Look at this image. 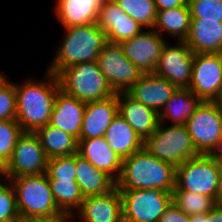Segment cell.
I'll use <instances>...</instances> for the list:
<instances>
[{
    "label": "cell",
    "instance_id": "6da1fadb",
    "mask_svg": "<svg viewBox=\"0 0 222 222\" xmlns=\"http://www.w3.org/2000/svg\"><path fill=\"white\" fill-rule=\"evenodd\" d=\"M16 121L23 132L34 133L50 121L57 92L61 89L58 76L48 71L42 80H25L15 84Z\"/></svg>",
    "mask_w": 222,
    "mask_h": 222
},
{
    "label": "cell",
    "instance_id": "7a4b0ae2",
    "mask_svg": "<svg viewBox=\"0 0 222 222\" xmlns=\"http://www.w3.org/2000/svg\"><path fill=\"white\" fill-rule=\"evenodd\" d=\"M175 179L176 167L173 164L159 160L143 148L123 159L116 187L119 191L160 189L172 192Z\"/></svg>",
    "mask_w": 222,
    "mask_h": 222
},
{
    "label": "cell",
    "instance_id": "3957f363",
    "mask_svg": "<svg viewBox=\"0 0 222 222\" xmlns=\"http://www.w3.org/2000/svg\"><path fill=\"white\" fill-rule=\"evenodd\" d=\"M14 187L22 222H58L67 216L57 207L47 175H24L9 179Z\"/></svg>",
    "mask_w": 222,
    "mask_h": 222
},
{
    "label": "cell",
    "instance_id": "277c9868",
    "mask_svg": "<svg viewBox=\"0 0 222 222\" xmlns=\"http://www.w3.org/2000/svg\"><path fill=\"white\" fill-rule=\"evenodd\" d=\"M65 38L56 51L48 71L58 76L64 69L79 63L97 61L107 42L103 30L95 23L64 28Z\"/></svg>",
    "mask_w": 222,
    "mask_h": 222
},
{
    "label": "cell",
    "instance_id": "5b68a950",
    "mask_svg": "<svg viewBox=\"0 0 222 222\" xmlns=\"http://www.w3.org/2000/svg\"><path fill=\"white\" fill-rule=\"evenodd\" d=\"M58 79L61 90L85 103L116 94L100 71L97 61L70 66L58 75Z\"/></svg>",
    "mask_w": 222,
    "mask_h": 222
},
{
    "label": "cell",
    "instance_id": "8992f818",
    "mask_svg": "<svg viewBox=\"0 0 222 222\" xmlns=\"http://www.w3.org/2000/svg\"><path fill=\"white\" fill-rule=\"evenodd\" d=\"M164 126L165 124L160 122L156 131L145 140L144 148L148 152L175 167L200 155L185 125Z\"/></svg>",
    "mask_w": 222,
    "mask_h": 222
},
{
    "label": "cell",
    "instance_id": "52a82bcc",
    "mask_svg": "<svg viewBox=\"0 0 222 222\" xmlns=\"http://www.w3.org/2000/svg\"><path fill=\"white\" fill-rule=\"evenodd\" d=\"M218 180L217 160L210 155L200 154L176 167L173 191L199 193L217 201Z\"/></svg>",
    "mask_w": 222,
    "mask_h": 222
},
{
    "label": "cell",
    "instance_id": "ba28073f",
    "mask_svg": "<svg viewBox=\"0 0 222 222\" xmlns=\"http://www.w3.org/2000/svg\"><path fill=\"white\" fill-rule=\"evenodd\" d=\"M123 222H159L172 202V192L160 189L120 191Z\"/></svg>",
    "mask_w": 222,
    "mask_h": 222
},
{
    "label": "cell",
    "instance_id": "9c48e42d",
    "mask_svg": "<svg viewBox=\"0 0 222 222\" xmlns=\"http://www.w3.org/2000/svg\"><path fill=\"white\" fill-rule=\"evenodd\" d=\"M48 159L35 133L23 132L17 139L10 160L2 168L1 177L9 180L24 175L43 174Z\"/></svg>",
    "mask_w": 222,
    "mask_h": 222
},
{
    "label": "cell",
    "instance_id": "30bf717a",
    "mask_svg": "<svg viewBox=\"0 0 222 222\" xmlns=\"http://www.w3.org/2000/svg\"><path fill=\"white\" fill-rule=\"evenodd\" d=\"M199 154L209 155L222 134V114L215 101H201L185 124Z\"/></svg>",
    "mask_w": 222,
    "mask_h": 222
},
{
    "label": "cell",
    "instance_id": "8fae6325",
    "mask_svg": "<svg viewBox=\"0 0 222 222\" xmlns=\"http://www.w3.org/2000/svg\"><path fill=\"white\" fill-rule=\"evenodd\" d=\"M97 63L115 93L126 92L143 74L126 58L119 43L107 41L99 52Z\"/></svg>",
    "mask_w": 222,
    "mask_h": 222
},
{
    "label": "cell",
    "instance_id": "7c38bea8",
    "mask_svg": "<svg viewBox=\"0 0 222 222\" xmlns=\"http://www.w3.org/2000/svg\"><path fill=\"white\" fill-rule=\"evenodd\" d=\"M190 91L201 101H215L222 91V53H194Z\"/></svg>",
    "mask_w": 222,
    "mask_h": 222
},
{
    "label": "cell",
    "instance_id": "4fadbf2b",
    "mask_svg": "<svg viewBox=\"0 0 222 222\" xmlns=\"http://www.w3.org/2000/svg\"><path fill=\"white\" fill-rule=\"evenodd\" d=\"M169 46L166 42L162 48L155 74L165 78L177 88H189L194 52L185 41Z\"/></svg>",
    "mask_w": 222,
    "mask_h": 222
},
{
    "label": "cell",
    "instance_id": "5bb4252c",
    "mask_svg": "<svg viewBox=\"0 0 222 222\" xmlns=\"http://www.w3.org/2000/svg\"><path fill=\"white\" fill-rule=\"evenodd\" d=\"M153 28L120 43L124 55L143 73H154L166 41Z\"/></svg>",
    "mask_w": 222,
    "mask_h": 222
},
{
    "label": "cell",
    "instance_id": "9a60e30c",
    "mask_svg": "<svg viewBox=\"0 0 222 222\" xmlns=\"http://www.w3.org/2000/svg\"><path fill=\"white\" fill-rule=\"evenodd\" d=\"M96 24L105 32L106 40L121 43L140 34L144 27L126 14L114 0H105L101 6Z\"/></svg>",
    "mask_w": 222,
    "mask_h": 222
},
{
    "label": "cell",
    "instance_id": "2e32d148",
    "mask_svg": "<svg viewBox=\"0 0 222 222\" xmlns=\"http://www.w3.org/2000/svg\"><path fill=\"white\" fill-rule=\"evenodd\" d=\"M77 216L82 222H123L122 199L117 187L83 199Z\"/></svg>",
    "mask_w": 222,
    "mask_h": 222
},
{
    "label": "cell",
    "instance_id": "e0dca14e",
    "mask_svg": "<svg viewBox=\"0 0 222 222\" xmlns=\"http://www.w3.org/2000/svg\"><path fill=\"white\" fill-rule=\"evenodd\" d=\"M176 89L177 87L165 78L155 73H146L142 74L126 93L159 113Z\"/></svg>",
    "mask_w": 222,
    "mask_h": 222
},
{
    "label": "cell",
    "instance_id": "ac0fdd59",
    "mask_svg": "<svg viewBox=\"0 0 222 222\" xmlns=\"http://www.w3.org/2000/svg\"><path fill=\"white\" fill-rule=\"evenodd\" d=\"M117 114V93L102 100L86 103L79 140L104 137Z\"/></svg>",
    "mask_w": 222,
    "mask_h": 222
},
{
    "label": "cell",
    "instance_id": "d6986e66",
    "mask_svg": "<svg viewBox=\"0 0 222 222\" xmlns=\"http://www.w3.org/2000/svg\"><path fill=\"white\" fill-rule=\"evenodd\" d=\"M118 113L145 141L157 129L159 113L136 101L126 92L117 93Z\"/></svg>",
    "mask_w": 222,
    "mask_h": 222
},
{
    "label": "cell",
    "instance_id": "ffe728a7",
    "mask_svg": "<svg viewBox=\"0 0 222 222\" xmlns=\"http://www.w3.org/2000/svg\"><path fill=\"white\" fill-rule=\"evenodd\" d=\"M86 103L59 90L55 97L49 124L80 139Z\"/></svg>",
    "mask_w": 222,
    "mask_h": 222
},
{
    "label": "cell",
    "instance_id": "44dd1931",
    "mask_svg": "<svg viewBox=\"0 0 222 222\" xmlns=\"http://www.w3.org/2000/svg\"><path fill=\"white\" fill-rule=\"evenodd\" d=\"M78 154L96 168L106 172L115 181L119 179L123 159L108 146L104 137L78 140Z\"/></svg>",
    "mask_w": 222,
    "mask_h": 222
},
{
    "label": "cell",
    "instance_id": "7402d4cb",
    "mask_svg": "<svg viewBox=\"0 0 222 222\" xmlns=\"http://www.w3.org/2000/svg\"><path fill=\"white\" fill-rule=\"evenodd\" d=\"M185 42L194 53H222V21L191 20Z\"/></svg>",
    "mask_w": 222,
    "mask_h": 222
},
{
    "label": "cell",
    "instance_id": "603a6c76",
    "mask_svg": "<svg viewBox=\"0 0 222 222\" xmlns=\"http://www.w3.org/2000/svg\"><path fill=\"white\" fill-rule=\"evenodd\" d=\"M105 0H56L55 15L63 28L95 23Z\"/></svg>",
    "mask_w": 222,
    "mask_h": 222
},
{
    "label": "cell",
    "instance_id": "cb8c5ba5",
    "mask_svg": "<svg viewBox=\"0 0 222 222\" xmlns=\"http://www.w3.org/2000/svg\"><path fill=\"white\" fill-rule=\"evenodd\" d=\"M104 139L122 159L142 150L145 142L119 113L107 128Z\"/></svg>",
    "mask_w": 222,
    "mask_h": 222
},
{
    "label": "cell",
    "instance_id": "d4e9b609",
    "mask_svg": "<svg viewBox=\"0 0 222 222\" xmlns=\"http://www.w3.org/2000/svg\"><path fill=\"white\" fill-rule=\"evenodd\" d=\"M76 182L83 197L102 195L116 187V181L76 153Z\"/></svg>",
    "mask_w": 222,
    "mask_h": 222
},
{
    "label": "cell",
    "instance_id": "484cf974",
    "mask_svg": "<svg viewBox=\"0 0 222 222\" xmlns=\"http://www.w3.org/2000/svg\"><path fill=\"white\" fill-rule=\"evenodd\" d=\"M200 103L201 100L189 88H177L159 112V121L165 124L169 119L172 125H185Z\"/></svg>",
    "mask_w": 222,
    "mask_h": 222
},
{
    "label": "cell",
    "instance_id": "4316f807",
    "mask_svg": "<svg viewBox=\"0 0 222 222\" xmlns=\"http://www.w3.org/2000/svg\"><path fill=\"white\" fill-rule=\"evenodd\" d=\"M48 158L78 153V140L49 123L35 132Z\"/></svg>",
    "mask_w": 222,
    "mask_h": 222
},
{
    "label": "cell",
    "instance_id": "83f0119b",
    "mask_svg": "<svg viewBox=\"0 0 222 222\" xmlns=\"http://www.w3.org/2000/svg\"><path fill=\"white\" fill-rule=\"evenodd\" d=\"M191 14L188 3L185 6L157 11L153 29L168 33L178 41H185L191 25Z\"/></svg>",
    "mask_w": 222,
    "mask_h": 222
},
{
    "label": "cell",
    "instance_id": "f1b7e54d",
    "mask_svg": "<svg viewBox=\"0 0 222 222\" xmlns=\"http://www.w3.org/2000/svg\"><path fill=\"white\" fill-rule=\"evenodd\" d=\"M48 181L57 207L67 217L75 219L74 211L80 208L84 199L76 179H48Z\"/></svg>",
    "mask_w": 222,
    "mask_h": 222
},
{
    "label": "cell",
    "instance_id": "f546056e",
    "mask_svg": "<svg viewBox=\"0 0 222 222\" xmlns=\"http://www.w3.org/2000/svg\"><path fill=\"white\" fill-rule=\"evenodd\" d=\"M172 203L189 216L208 213L217 205L212 197L188 191H172Z\"/></svg>",
    "mask_w": 222,
    "mask_h": 222
},
{
    "label": "cell",
    "instance_id": "4dcf8cb0",
    "mask_svg": "<svg viewBox=\"0 0 222 222\" xmlns=\"http://www.w3.org/2000/svg\"><path fill=\"white\" fill-rule=\"evenodd\" d=\"M117 5L146 29L156 22L157 9L154 0H114Z\"/></svg>",
    "mask_w": 222,
    "mask_h": 222
},
{
    "label": "cell",
    "instance_id": "1f68e13d",
    "mask_svg": "<svg viewBox=\"0 0 222 222\" xmlns=\"http://www.w3.org/2000/svg\"><path fill=\"white\" fill-rule=\"evenodd\" d=\"M23 134L16 119L0 121V166L10 160L17 139Z\"/></svg>",
    "mask_w": 222,
    "mask_h": 222
},
{
    "label": "cell",
    "instance_id": "d6a6232c",
    "mask_svg": "<svg viewBox=\"0 0 222 222\" xmlns=\"http://www.w3.org/2000/svg\"><path fill=\"white\" fill-rule=\"evenodd\" d=\"M47 179H76V154L48 159Z\"/></svg>",
    "mask_w": 222,
    "mask_h": 222
},
{
    "label": "cell",
    "instance_id": "836d02e7",
    "mask_svg": "<svg viewBox=\"0 0 222 222\" xmlns=\"http://www.w3.org/2000/svg\"><path fill=\"white\" fill-rule=\"evenodd\" d=\"M191 20L222 21V0H188Z\"/></svg>",
    "mask_w": 222,
    "mask_h": 222
},
{
    "label": "cell",
    "instance_id": "e575fe53",
    "mask_svg": "<svg viewBox=\"0 0 222 222\" xmlns=\"http://www.w3.org/2000/svg\"><path fill=\"white\" fill-rule=\"evenodd\" d=\"M0 178V221L21 220L17 208L16 193L9 180Z\"/></svg>",
    "mask_w": 222,
    "mask_h": 222
},
{
    "label": "cell",
    "instance_id": "d590c367",
    "mask_svg": "<svg viewBox=\"0 0 222 222\" xmlns=\"http://www.w3.org/2000/svg\"><path fill=\"white\" fill-rule=\"evenodd\" d=\"M8 80L0 85V121L16 119L15 82Z\"/></svg>",
    "mask_w": 222,
    "mask_h": 222
},
{
    "label": "cell",
    "instance_id": "8d00e7d4",
    "mask_svg": "<svg viewBox=\"0 0 222 222\" xmlns=\"http://www.w3.org/2000/svg\"><path fill=\"white\" fill-rule=\"evenodd\" d=\"M159 222H190V216L171 202L161 215Z\"/></svg>",
    "mask_w": 222,
    "mask_h": 222
},
{
    "label": "cell",
    "instance_id": "74e56055",
    "mask_svg": "<svg viewBox=\"0 0 222 222\" xmlns=\"http://www.w3.org/2000/svg\"><path fill=\"white\" fill-rule=\"evenodd\" d=\"M190 222H222V205L217 204L208 213L190 215Z\"/></svg>",
    "mask_w": 222,
    "mask_h": 222
},
{
    "label": "cell",
    "instance_id": "f35d334b",
    "mask_svg": "<svg viewBox=\"0 0 222 222\" xmlns=\"http://www.w3.org/2000/svg\"><path fill=\"white\" fill-rule=\"evenodd\" d=\"M157 11L185 6L188 0H154Z\"/></svg>",
    "mask_w": 222,
    "mask_h": 222
},
{
    "label": "cell",
    "instance_id": "ab89813d",
    "mask_svg": "<svg viewBox=\"0 0 222 222\" xmlns=\"http://www.w3.org/2000/svg\"><path fill=\"white\" fill-rule=\"evenodd\" d=\"M218 168V191H217V204L222 205V160L217 161Z\"/></svg>",
    "mask_w": 222,
    "mask_h": 222
},
{
    "label": "cell",
    "instance_id": "60d3db41",
    "mask_svg": "<svg viewBox=\"0 0 222 222\" xmlns=\"http://www.w3.org/2000/svg\"><path fill=\"white\" fill-rule=\"evenodd\" d=\"M209 155L217 161L222 160V134L219 137L215 148L212 150V152Z\"/></svg>",
    "mask_w": 222,
    "mask_h": 222
},
{
    "label": "cell",
    "instance_id": "b9f144b4",
    "mask_svg": "<svg viewBox=\"0 0 222 222\" xmlns=\"http://www.w3.org/2000/svg\"><path fill=\"white\" fill-rule=\"evenodd\" d=\"M217 106L219 107V110L222 114V91L221 93L219 94L218 98L215 100Z\"/></svg>",
    "mask_w": 222,
    "mask_h": 222
},
{
    "label": "cell",
    "instance_id": "7bdbcfd3",
    "mask_svg": "<svg viewBox=\"0 0 222 222\" xmlns=\"http://www.w3.org/2000/svg\"><path fill=\"white\" fill-rule=\"evenodd\" d=\"M6 80V76L0 73V85H2Z\"/></svg>",
    "mask_w": 222,
    "mask_h": 222
},
{
    "label": "cell",
    "instance_id": "ee69618b",
    "mask_svg": "<svg viewBox=\"0 0 222 222\" xmlns=\"http://www.w3.org/2000/svg\"><path fill=\"white\" fill-rule=\"evenodd\" d=\"M71 220H73L72 217H66L65 219L58 221V222H75L74 220L73 221H71Z\"/></svg>",
    "mask_w": 222,
    "mask_h": 222
},
{
    "label": "cell",
    "instance_id": "f6af8a7d",
    "mask_svg": "<svg viewBox=\"0 0 222 222\" xmlns=\"http://www.w3.org/2000/svg\"><path fill=\"white\" fill-rule=\"evenodd\" d=\"M0 222H22L21 220L0 221Z\"/></svg>",
    "mask_w": 222,
    "mask_h": 222
},
{
    "label": "cell",
    "instance_id": "bcb514c9",
    "mask_svg": "<svg viewBox=\"0 0 222 222\" xmlns=\"http://www.w3.org/2000/svg\"><path fill=\"white\" fill-rule=\"evenodd\" d=\"M2 167H0V178H1Z\"/></svg>",
    "mask_w": 222,
    "mask_h": 222
}]
</instances>
